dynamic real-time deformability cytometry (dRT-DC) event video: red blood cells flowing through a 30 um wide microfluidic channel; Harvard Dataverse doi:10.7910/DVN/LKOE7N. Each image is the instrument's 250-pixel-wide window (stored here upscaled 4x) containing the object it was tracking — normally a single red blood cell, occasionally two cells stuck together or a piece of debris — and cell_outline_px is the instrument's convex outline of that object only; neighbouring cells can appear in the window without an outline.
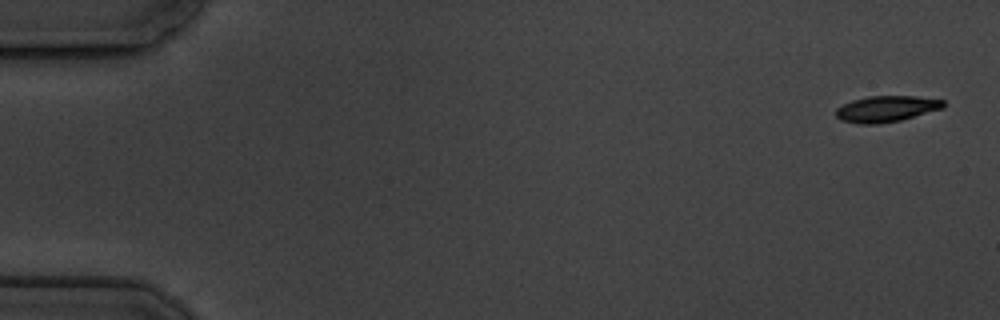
{"species": "common noctule bat (a hibernating species)", "species_latin": "Nyctalus noctula", "temperature_condition": "cold", "stored_images_in_passage": 7, "camera_frame_rate_fps": 3000, "um_per_image_px": 0.085, "animal": {"sex": "male", "body_mass_g": 19.5, "forearm_length_mm": 54.6}, "frame": {"image": 1, "passage_image": 1, "time_ms": 0.0, "image_size_px": [1000, 320], "cell_outline_px": [[944, 108], [900, 120], [880, 124], [860, 124], [840, 120], [836, 116], [836, 108], [852, 100], [868, 96], [916, 96], [944, 100]], "centroid_in_image_um": [75.33, 9.25], "position_along_channel_um": 9.7, "area_um2": 16.36}}
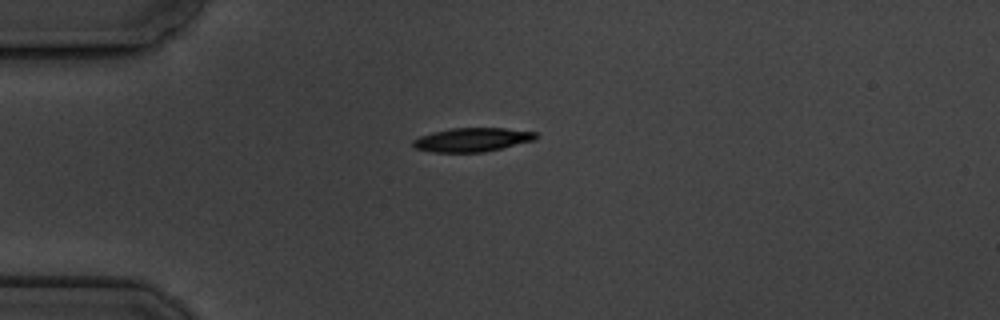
{"frame": {"image": 2, "passage_image": 4, "time_ms": 4.333, "image_size_px": [1000, 320], "cell_outline_px": [[536, 140], [484, 152], [432, 152], [416, 148], [412, 144], [412, 140], [420, 136], [432, 132], [452, 128], [504, 128], [536, 132]], "centroid_in_image_um": [40.13, 11.87], "position_along_channel_um": 44.9, "area_um2": 16.99}}
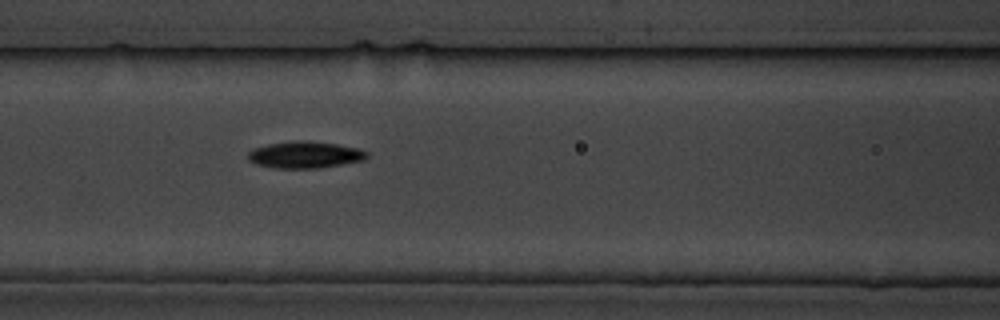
{"frame": {"image": 3, "passage_image": 7, "time_ms": 7.667, "image_size_px": [1000, 320], "cell_outline_px": [[368, 156], [364, 160], [316, 168], [272, 168], [256, 164], [248, 160], [248, 152], [252, 148], [268, 144], [296, 140], [300, 140], [336, 144], [360, 148], [368, 152]], "centroid_in_image_um": [25.89, 13.15], "position_along_channel_um": 140.7, "area_um2": 18.5}}